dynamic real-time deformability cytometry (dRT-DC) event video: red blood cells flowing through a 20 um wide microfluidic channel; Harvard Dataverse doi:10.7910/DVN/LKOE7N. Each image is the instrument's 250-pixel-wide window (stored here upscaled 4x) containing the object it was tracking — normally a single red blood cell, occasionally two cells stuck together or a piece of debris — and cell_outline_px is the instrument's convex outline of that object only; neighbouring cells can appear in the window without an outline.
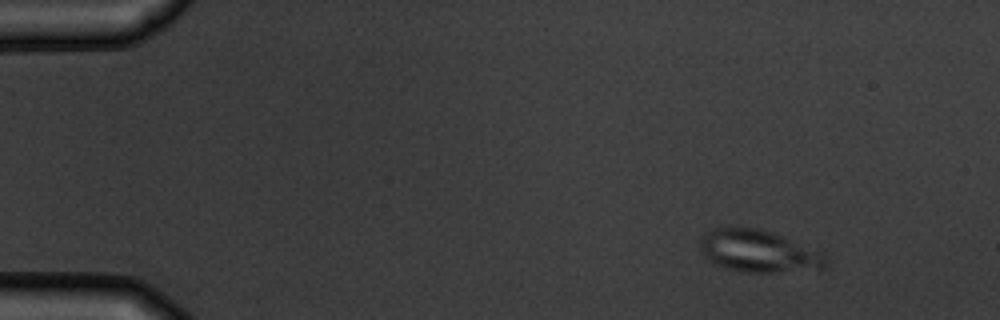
{"species": "common noctule bat (a hibernating species)", "species_latin": "Nyctalus noctula", "temperature_condition": "warm", "stored_images_in_passage": 5, "camera_frame_rate_fps": 3000, "um_per_image_px": 0.085, "animal": {"sex": "male", "body_mass_g": 19.5, "forearm_length_mm": 54.6}, "frame": {"image": 1, "passage_image": 2, "time_ms": 1.0, "image_size_px": [1000, 320], "cell_outline_px": [[828, 260], [820, 268], [776, 272], [740, 272], [724, 268], [708, 260], [700, 252], [700, 240], [704, 232], [712, 228], [724, 224], [728, 224], [760, 228], [772, 232], [824, 252], [828, 256]], "centroid_in_image_um": [64.39, 21.29], "position_along_channel_um": 20.6, "area_um2": 31.73}}